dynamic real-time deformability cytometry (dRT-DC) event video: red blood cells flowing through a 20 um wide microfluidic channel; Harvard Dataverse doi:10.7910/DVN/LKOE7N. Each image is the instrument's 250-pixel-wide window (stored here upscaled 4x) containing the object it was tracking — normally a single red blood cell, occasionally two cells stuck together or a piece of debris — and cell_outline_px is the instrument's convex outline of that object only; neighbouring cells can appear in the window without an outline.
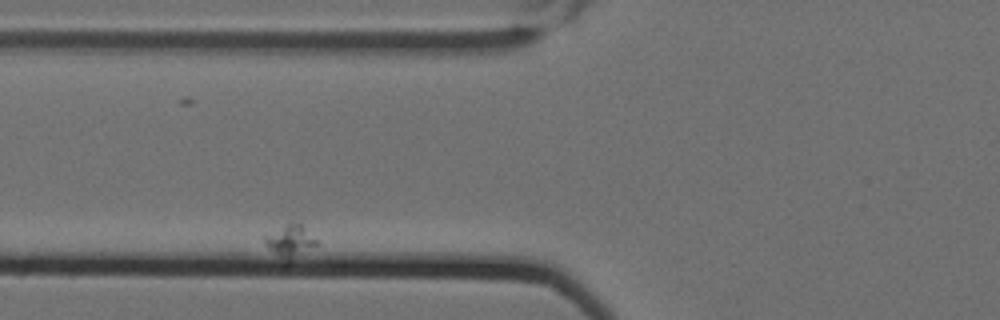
{"species": "Egyptian fruit bat (a non-hibernating species)", "species_latin": "Rousettus aegyptiacus", "temperature_condition": "cold", "stored_images_in_passage": 8, "segment_of_instrument_passage": [1, 2], "camera_frame_rate_fps": 3000, "um_per_image_px": 0.085, "animal": {"sex": "female"}, "frame": {"image": 1, "passage_image": 3, "time_ms": 0.667, "image_size_px": [1000, 320], "cell_outline_px": [[316, 244], [288, 264], [280, 264], [268, 248], [264, 240], [264, 236], [288, 224], [304, 224], [316, 240]], "centroid_in_image_um": [24.62, 20.6], "position_along_channel_um": 101.2, "area_um2": 10.0}}